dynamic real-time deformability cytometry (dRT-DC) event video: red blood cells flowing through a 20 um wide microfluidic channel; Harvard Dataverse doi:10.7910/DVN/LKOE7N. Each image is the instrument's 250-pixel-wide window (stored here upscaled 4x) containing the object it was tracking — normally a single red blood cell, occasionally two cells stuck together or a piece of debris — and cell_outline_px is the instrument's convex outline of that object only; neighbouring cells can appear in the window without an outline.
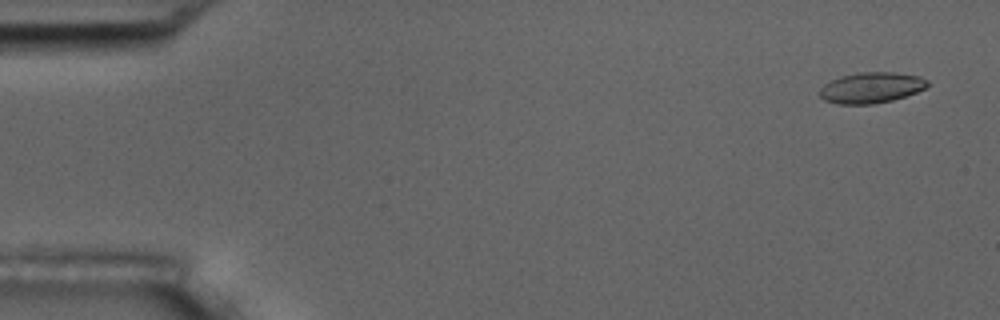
{"species": "common noctule bat (a hibernating species)", "species_latin": "Nyctalus noctula", "temperature_condition": "room temperature", "stored_images_in_passage": 4, "camera_frame_rate_fps": 3000, "um_per_image_px": 0.085, "animal": {"sex": "male", "body_mass_g": 17.5, "forearm_length_mm": 52.3}, "frame": {"image": 1, "passage_image": 1, "time_ms": 0.0, "image_size_px": [1000, 320], "cell_outline_px": [[928, 84], [924, 88], [916, 92], [892, 100], [872, 104], [836, 104], [824, 100], [816, 92], [824, 84], [840, 76], [860, 72], [892, 72], [920, 76], [928, 80]], "centroid_in_image_um": [74.01, 7.45], "position_along_channel_um": 11.0, "area_um2": 19.36}}